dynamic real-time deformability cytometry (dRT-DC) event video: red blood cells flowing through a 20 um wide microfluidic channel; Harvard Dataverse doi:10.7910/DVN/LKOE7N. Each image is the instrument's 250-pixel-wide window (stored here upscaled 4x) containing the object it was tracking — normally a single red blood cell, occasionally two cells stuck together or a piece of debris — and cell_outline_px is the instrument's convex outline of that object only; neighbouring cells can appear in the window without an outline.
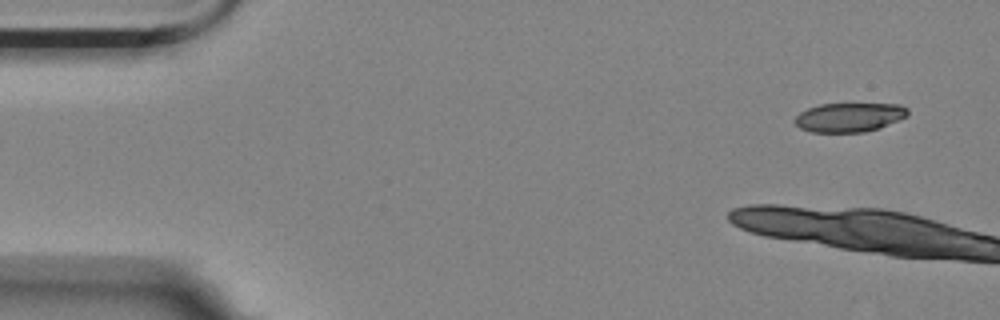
{"species": "Egyptian fruit bat (a non-hibernating species)", "species_latin": "Rousettus aegyptiacus", "temperature_condition": "room temperature", "stored_images_in_passage": 3, "camera_frame_rate_fps": 3000, "um_per_image_px": 0.085, "animal": {"sex": "female"}, "frame": {"image": 1, "passage_image": 3, "time_ms": 0.667, "image_size_px": [1000, 320], "cell_outline_px": [[908, 116], [880, 128], [864, 132], [812, 132], [800, 128], [792, 120], [800, 112], [808, 108], [820, 104], [900, 104], [908, 108]], "centroid_in_image_um": [72.19, 9.97], "position_along_channel_um": 12.8, "area_um2": 19.25}}